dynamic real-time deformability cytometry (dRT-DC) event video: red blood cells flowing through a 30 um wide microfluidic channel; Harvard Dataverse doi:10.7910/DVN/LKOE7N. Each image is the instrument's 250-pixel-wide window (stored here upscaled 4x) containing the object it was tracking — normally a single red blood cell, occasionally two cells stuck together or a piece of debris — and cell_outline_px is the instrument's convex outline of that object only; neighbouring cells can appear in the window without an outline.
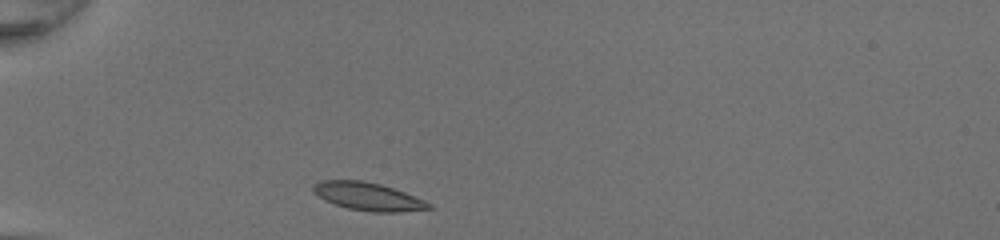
{"species": "common noctule bat (a hibernating species)", "species_latin": "Nyctalus noctula", "temperature_condition": "room temperature", "stored_images_in_passage": 29, "camera_frame_rate_fps": 3000, "um_per_image_px": 0.085, "animal": {"sex": "female", "body_mass_g": 20.0, "forearm_length_mm": 54.0}, "frame": {"image": 1, "passage_image": 1, "time_ms": 0.0, "image_size_px": [1000, 240], "cell_outline_px": [[432, 208], [396, 212], [372, 212], [348, 208], [324, 200], [312, 192], [312, 184], [320, 180], [360, 180], [380, 184], [416, 196], [432, 204]], "centroid_in_image_um": [31.24, 16.69], "position_along_channel_um": 53.8, "area_um2": 18.79}}
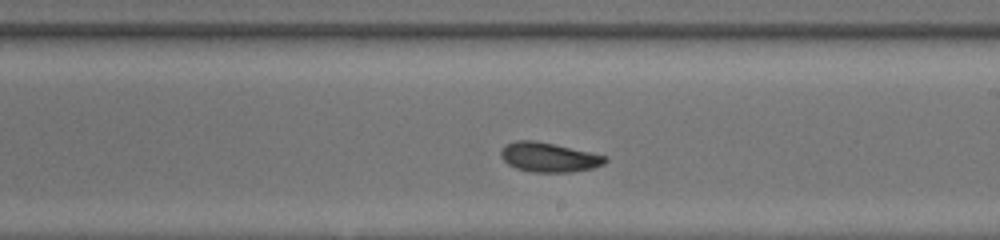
{"frame": {"image": 2, "passage_image": 16, "time_ms": 5.0, "image_size_px": [1000, 240], "cell_outline_px": [[608, 160], [604, 164], [592, 168], [572, 172], [532, 172], [516, 168], [508, 164], [500, 156], [500, 148], [504, 144], [516, 140], [532, 140], [552, 144], [608, 156]], "centroid_in_image_um": [46.62, 13.37], "position_along_channel_um": 242.4, "area_um2": 17.92}}
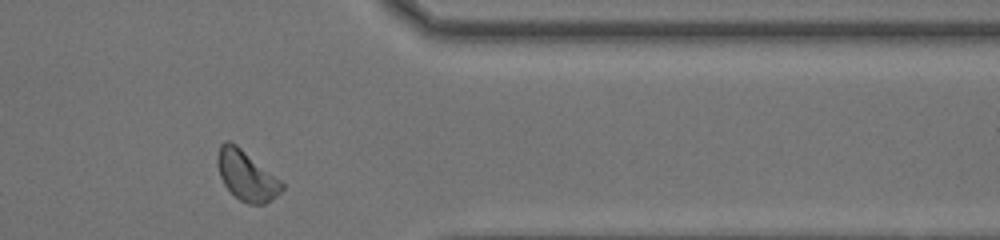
{"frame": {"image": 3, "passage_image": 27, "time_ms": 8.667, "image_size_px": [1000, 240], "cell_outline_px": [[284, 188], [276, 196], [264, 204], [248, 204], [240, 200], [224, 184], [220, 176], [216, 164], [216, 156], [220, 144], [224, 140], [228, 140], [236, 144], [280, 180], [284, 184]], "centroid_in_image_um": [20.91, 14.9], "position_along_channel_um": 390.5, "area_um2": 18.55}, "authors_computed_cell_mechanics": {"area_um2": 18.1492, "velocity_mm_per_s": 4.2499, "shape_relaxation_time_tau1_ms": 2.1855, "shape_relaxation_time_tau2_ms": 3.1013, "deformation_change_tau1": 0.0798, "deformation_change_tau2": 0.0728}}